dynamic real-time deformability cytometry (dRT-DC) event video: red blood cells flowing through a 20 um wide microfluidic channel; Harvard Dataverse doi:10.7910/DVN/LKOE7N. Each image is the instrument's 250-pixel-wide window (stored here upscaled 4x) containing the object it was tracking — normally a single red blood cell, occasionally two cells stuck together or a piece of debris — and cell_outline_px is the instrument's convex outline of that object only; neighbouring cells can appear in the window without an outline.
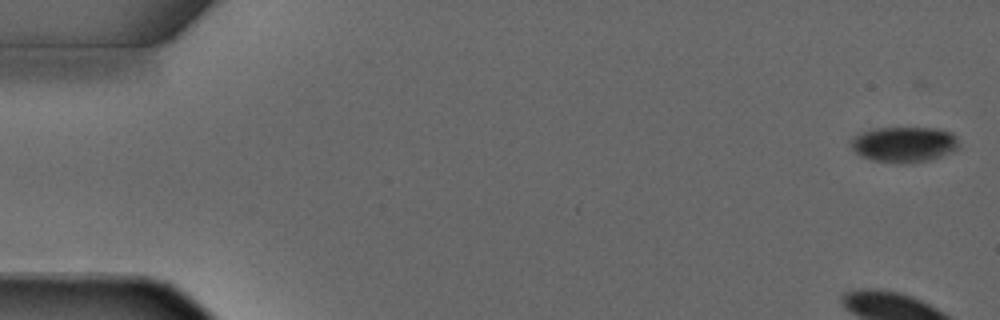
{"species": "common noctule bat (a hibernating species)", "species_latin": "Nyctalus noctula", "temperature_condition": "warm", "stored_images_in_passage": 5, "camera_frame_rate_fps": 3000, "um_per_image_px": 0.085, "animal": {"sex": "male", "forearm_length_mm": 52.5}, "frame": {"image": 1, "passage_image": 1, "time_ms": 0.0, "image_size_px": [1000, 320], "cell_outline_px": [[960, 144], [952, 152], [928, 160], [912, 164], [896, 164], [872, 160], [860, 156], [848, 144], [848, 140], [852, 136], [860, 132], [872, 128], [940, 128], [952, 132], [956, 136]], "centroid_in_image_um": [76.8, 12.27], "position_along_channel_um": 8.2, "area_um2": 23.0}}